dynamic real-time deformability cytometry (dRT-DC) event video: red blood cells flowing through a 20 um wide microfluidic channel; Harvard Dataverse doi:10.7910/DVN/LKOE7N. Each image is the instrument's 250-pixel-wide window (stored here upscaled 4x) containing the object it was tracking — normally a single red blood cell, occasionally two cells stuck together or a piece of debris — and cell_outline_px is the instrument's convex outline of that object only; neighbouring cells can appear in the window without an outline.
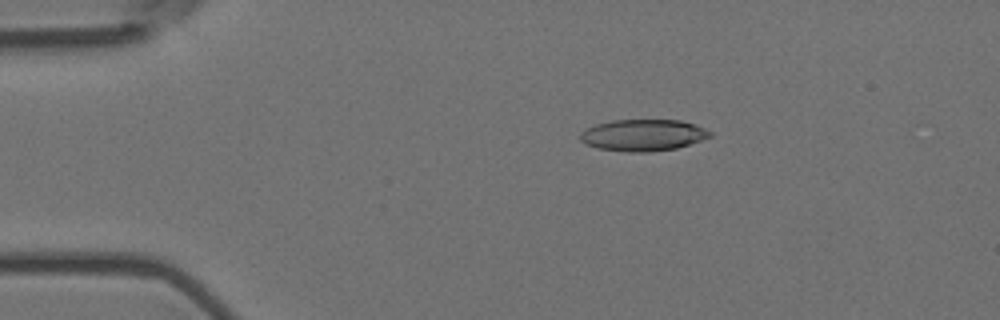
{"species": "Egyptian fruit bat (a non-hibernating species)", "species_latin": "Rousettus aegyptiacus", "temperature_condition": "room temperature", "stored_images_in_passage": 6, "camera_frame_rate_fps": 3000, "um_per_image_px": 0.085, "animal": {"sex": "female"}, "frame": {"image": 1, "passage_image": 6, "time_ms": 1.667, "image_size_px": [1000, 320], "cell_outline_px": [[712, 136], [676, 148], [648, 152], [628, 152], [596, 148], [580, 140], [580, 132], [596, 124], [612, 120], [680, 120], [696, 124], [712, 132]], "centroid_in_image_um": [54.66, 11.48], "position_along_channel_um": 30.3, "area_um2": 23.81}}